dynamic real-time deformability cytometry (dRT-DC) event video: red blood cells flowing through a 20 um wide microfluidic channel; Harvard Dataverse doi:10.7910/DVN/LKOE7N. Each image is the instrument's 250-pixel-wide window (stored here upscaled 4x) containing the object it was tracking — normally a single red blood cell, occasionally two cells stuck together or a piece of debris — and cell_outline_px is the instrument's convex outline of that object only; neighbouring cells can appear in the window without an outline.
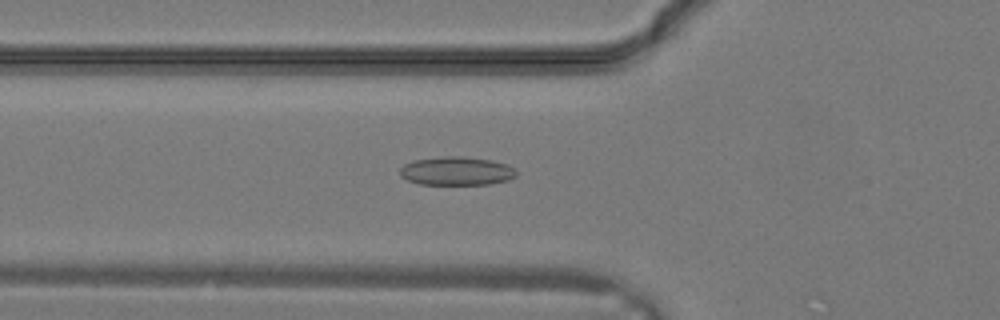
{"species": "common noctule bat (a hibernating species)", "species_latin": "Nyctalus noctula", "temperature_condition": "warm", "stored_images_in_passage": 32, "camera_frame_rate_fps": 3000, "um_per_image_px": 0.085, "animal": {"sex": "male", "body_mass_g": 19.2, "forearm_length_mm": 51.8}, "frame": {"image": 1, "passage_image": 12, "time_ms": 3.667, "image_size_px": [1000, 320], "cell_outline_px": [[516, 176], [508, 180], [488, 184], [420, 184], [408, 180], [400, 176], [400, 168], [404, 164], [412, 160], [444, 156], [464, 156], [492, 160], [508, 164], [516, 168]], "centroid_in_image_um": [38.82, 14.52], "position_along_channel_um": 87.0, "area_um2": 19.54}}
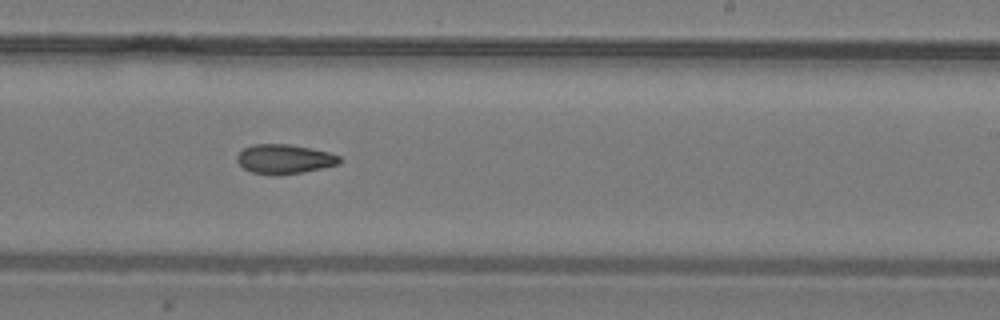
{"frame": {"image": 2, "passage_image": 20, "time_ms": 6.333, "image_size_px": [1000, 320], "cell_outline_px": [[340, 164], [324, 168], [276, 176], [252, 172], [244, 168], [236, 160], [236, 156], [244, 148], [252, 144], [288, 144], [312, 148], [328, 152], [340, 156]], "centroid_in_image_um": [24.18, 13.52], "position_along_channel_um": 264.8, "area_um2": 17.63}}
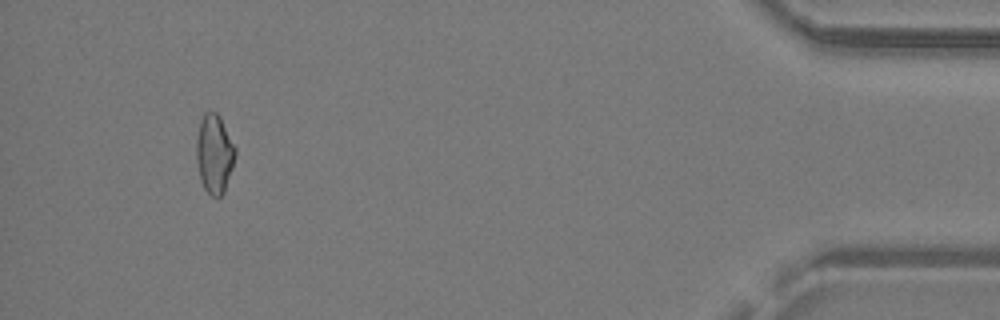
{"frame": {"image": 3, "passage_image": 30, "time_ms": 9.667, "image_size_px": [1000, 320], "cell_outline_px": [[236, 152], [232, 168], [224, 192], [220, 196], [212, 196], [204, 188], [200, 180], [196, 160], [196, 140], [200, 120], [204, 112], [216, 112], [220, 116], [236, 148]], "centroid_in_image_um": [18.21, 13.06], "position_along_channel_um": 417.0, "area_um2": 17.92}}